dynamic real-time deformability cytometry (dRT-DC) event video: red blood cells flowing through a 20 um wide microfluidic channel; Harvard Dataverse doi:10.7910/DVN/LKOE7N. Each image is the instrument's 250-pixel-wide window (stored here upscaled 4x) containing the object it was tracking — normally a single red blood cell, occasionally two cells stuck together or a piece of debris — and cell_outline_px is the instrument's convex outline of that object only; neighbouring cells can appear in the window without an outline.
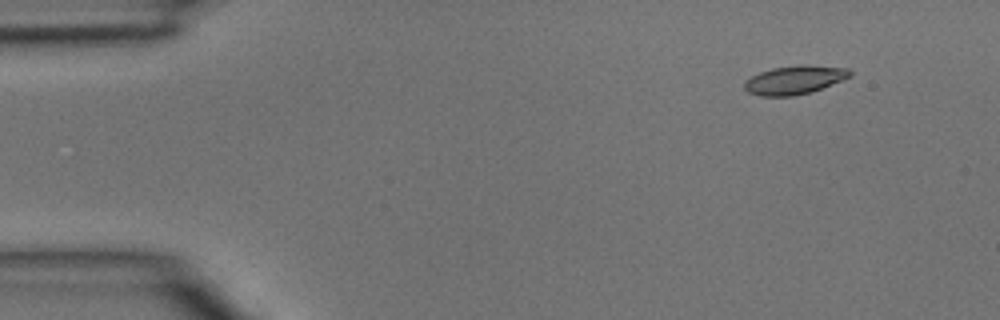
{"species": "common noctule bat (a hibernating species)", "species_latin": "Nyctalus noctula", "temperature_condition": "room temperature", "stored_images_in_passage": 5, "camera_frame_rate_fps": 3000, "um_per_image_px": 0.085, "animal": {"sex": "male", "body_mass_g": 15.6}, "frame": {"image": 1, "passage_image": 2, "time_ms": 0.333, "image_size_px": [1000, 320], "cell_outline_px": [[852, 76], [812, 92], [792, 96], [760, 96], [748, 92], [744, 88], [744, 80], [760, 72], [772, 68], [800, 64], [808, 64], [848, 68], [852, 72]], "centroid_in_image_um": [67.54, 6.78], "position_along_channel_um": 17.5, "area_um2": 17.8}}
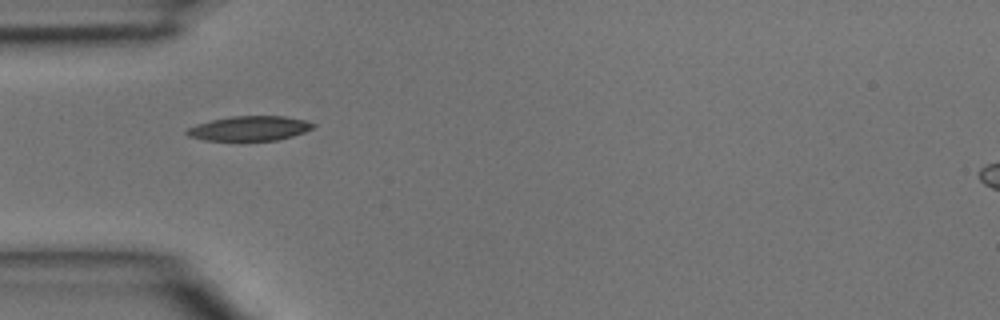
{"frame": {"image": 2, "passage_image": 4, "time_ms": 1.0, "image_size_px": [1000, 320], "cell_outline_px": [[316, 124], [312, 128], [304, 132], [292, 136], [276, 140], [240, 144], [204, 140], [188, 136], [184, 132], [188, 128], [196, 124], [212, 120], [232, 116], [284, 116], [304, 120]], "centroid_in_image_um": [21.14, 10.97], "position_along_channel_um": 63.9, "area_um2": 19.02}}